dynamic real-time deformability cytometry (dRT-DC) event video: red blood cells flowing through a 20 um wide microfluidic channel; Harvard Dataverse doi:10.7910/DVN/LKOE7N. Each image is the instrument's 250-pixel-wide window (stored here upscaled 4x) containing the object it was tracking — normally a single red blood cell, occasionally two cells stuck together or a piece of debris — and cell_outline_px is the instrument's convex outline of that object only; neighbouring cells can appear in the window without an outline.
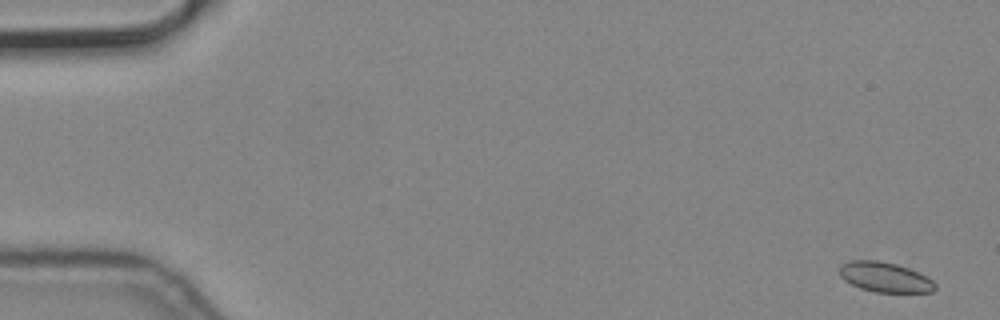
{"species": "common noctule bat (a hibernating species)", "species_latin": "Nyctalus noctula", "temperature_condition": "cold", "stored_images_in_passage": 5, "camera_frame_rate_fps": 3000, "um_per_image_px": 0.085, "animal": {"sex": "male", "body_mass_g": 19.2, "forearm_length_mm": 51.8}, "frame": {"image": 1, "passage_image": 1, "time_ms": 0.0, "image_size_px": [1000, 320], "cell_outline_px": [[936, 288], [932, 292], [876, 292], [860, 288], [844, 280], [840, 276], [840, 264], [848, 260], [876, 260], [896, 264], [908, 268], [932, 280], [936, 284]], "centroid_in_image_um": [75.18, 23.55], "position_along_channel_um": 9.8, "area_um2": 16.59}}